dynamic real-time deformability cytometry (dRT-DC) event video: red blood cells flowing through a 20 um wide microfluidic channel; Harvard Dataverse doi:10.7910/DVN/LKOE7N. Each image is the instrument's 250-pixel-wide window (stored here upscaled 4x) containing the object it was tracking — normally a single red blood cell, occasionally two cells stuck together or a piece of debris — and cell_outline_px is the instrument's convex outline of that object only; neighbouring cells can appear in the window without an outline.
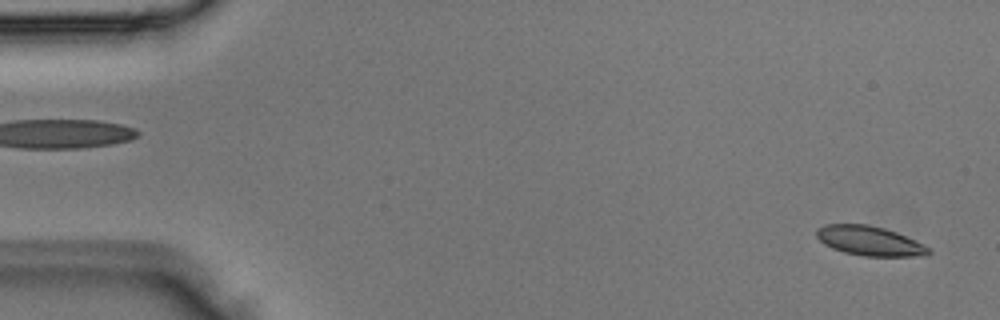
{"species": "Egyptian fruit bat (a non-hibernating species)", "species_latin": "Rousettus aegyptiacus", "temperature_condition": "room temperature", "stored_images_in_passage": 4, "segment_of_instrument_passage": [2, 2], "camera_frame_rate_fps": 3000, "um_per_image_px": 0.085, "animal": {"sex": "male"}, "frame": {"image": 1, "passage_image": 4, "time_ms": 1.0, "image_size_px": [1000, 320], "cell_outline_px": [[932, 252], [928, 256], [864, 256], [844, 252], [832, 248], [824, 244], [816, 236], [816, 228], [824, 224], [868, 224], [884, 228], [896, 232], [924, 244]], "centroid_in_image_um": [73.91, 20.47], "position_along_channel_um": 11.1, "area_um2": 19.36}}